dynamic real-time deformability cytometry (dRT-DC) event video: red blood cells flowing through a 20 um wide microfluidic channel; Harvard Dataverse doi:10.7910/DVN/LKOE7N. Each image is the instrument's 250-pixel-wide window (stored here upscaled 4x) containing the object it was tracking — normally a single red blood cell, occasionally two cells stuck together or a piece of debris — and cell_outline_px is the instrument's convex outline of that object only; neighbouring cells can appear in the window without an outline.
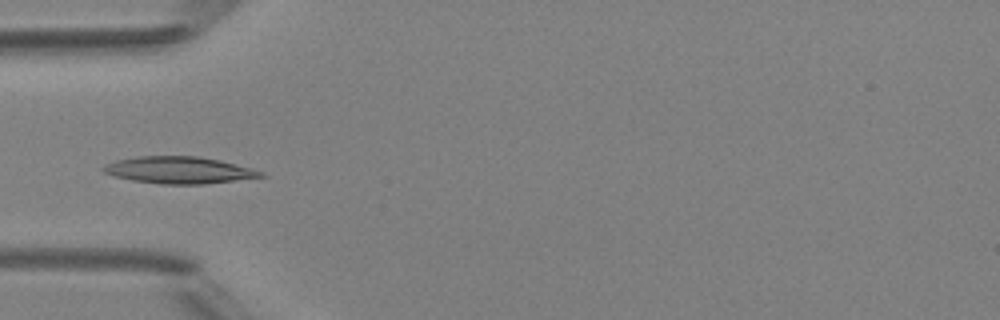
{"species": "Egyptian fruit bat (a non-hibernating species)", "species_latin": "Rousettus aegyptiacus", "temperature_condition": "room temperature", "stored_images_in_passage": 22, "camera_frame_rate_fps": 3000, "um_per_image_px": 0.085, "animal": {"sex": "female"}, "frame": {"image": 1, "passage_image": 2, "time_ms": 0.333, "image_size_px": [1000, 320], "cell_outline_px": [[268, 176], [204, 184], [160, 184], [132, 180], [116, 176], [104, 172], [100, 168], [116, 160], [140, 156], [196, 156], [220, 160], [252, 168], [264, 172]], "centroid_in_image_um": [15.26, 14.46], "position_along_channel_um": 69.7, "area_um2": 24.57}}
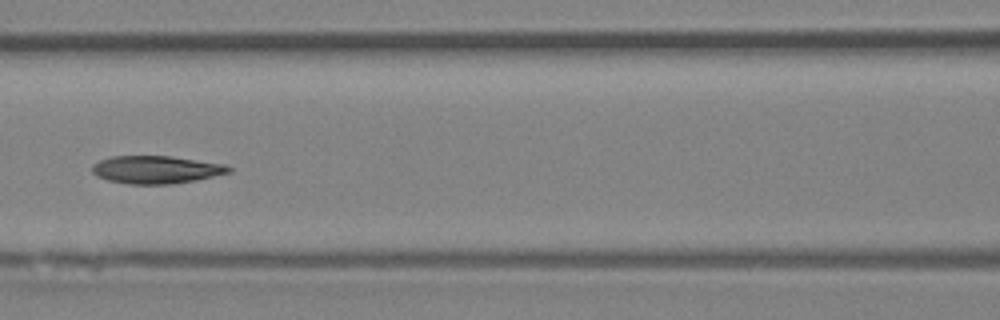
{"frame": {"image": 2, "passage_image": 8, "time_ms": 2.333, "image_size_px": [1000, 320], "cell_outline_px": [[232, 172], [196, 180], [172, 184], [128, 184], [108, 180], [96, 176], [92, 172], [92, 164], [100, 160], [112, 156], [168, 156], [224, 164], [232, 168]], "centroid_in_image_um": [13.25, 14.42], "position_along_channel_um": 153.3, "area_um2": 22.08}}
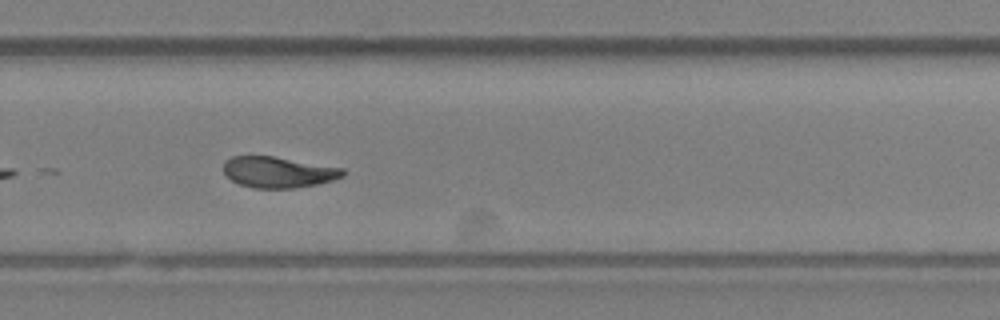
{"frame": {"image": 3, "passage_image": 19, "time_ms": 6.0, "image_size_px": [1000, 320], "cell_outline_px": [[344, 176], [332, 180], [316, 184], [296, 188], [252, 188], [240, 184], [232, 180], [224, 172], [224, 160], [232, 156], [272, 156], [344, 168]], "centroid_in_image_um": [23.64, 14.63], "position_along_channel_um": 306.2, "area_um2": 21.44}}